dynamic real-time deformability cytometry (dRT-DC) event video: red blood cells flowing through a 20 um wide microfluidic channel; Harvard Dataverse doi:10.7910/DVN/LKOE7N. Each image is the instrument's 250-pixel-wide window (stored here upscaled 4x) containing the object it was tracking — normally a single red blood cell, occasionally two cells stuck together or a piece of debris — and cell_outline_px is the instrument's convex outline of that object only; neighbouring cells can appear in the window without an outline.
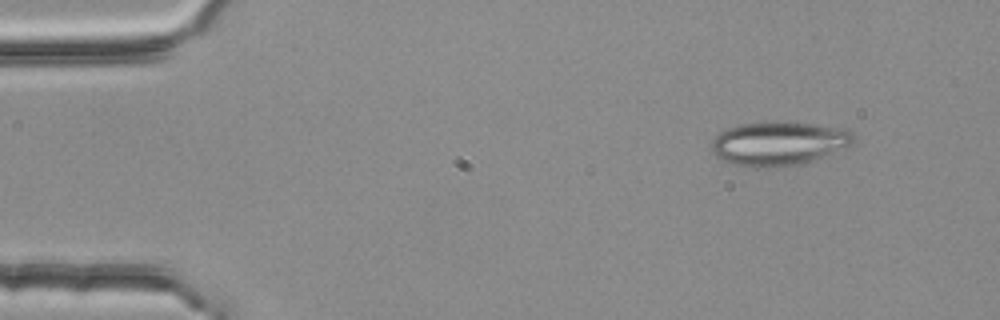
{"species": "common noctule bat (a hibernating species)", "species_latin": "Nyctalus noctula", "temperature_condition": "room temperature", "stored_images_in_passage": 4, "camera_frame_rate_fps": 3000, "um_per_image_px": 0.085, "animal": {"sex": "female", "body_mass_g": 25.1}, "frame": {"image": 1, "passage_image": 1, "time_ms": 0.0, "image_size_px": [1000, 320], "cell_outline_px": [[856, 140], [852, 144], [844, 148], [796, 164], [776, 168], [756, 168], [736, 164], [724, 160], [716, 156], [712, 152], [712, 140], [720, 132], [728, 128], [740, 124], [776, 120], [812, 124], [852, 132], [856, 136]], "centroid_in_image_um": [66.13, 12.18], "position_along_channel_um": 18.9, "area_um2": 35.89}}